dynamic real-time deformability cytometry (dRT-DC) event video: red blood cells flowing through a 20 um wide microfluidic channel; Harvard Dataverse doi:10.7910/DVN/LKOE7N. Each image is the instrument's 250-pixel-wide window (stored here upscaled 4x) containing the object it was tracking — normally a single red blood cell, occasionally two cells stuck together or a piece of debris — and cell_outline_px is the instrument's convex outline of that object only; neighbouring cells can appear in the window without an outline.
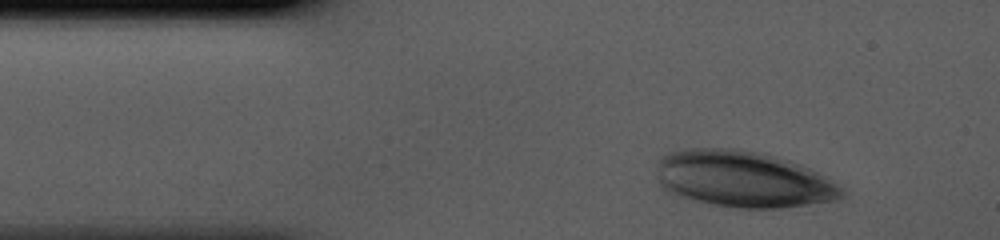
{"species": "human", "species_latin": "Homo sapiens", "temperature_condition": "cold", "stored_images_in_passage": 32, "camera_frame_rate_fps": 3000, "um_per_image_px": 0.085, "donor": {"sex": "male"}, "frame": {"image": 1, "passage_image": 1, "time_ms": 0.0, "image_size_px": [1000, 240], "cell_outline_px": [[844, 196], [836, 200], [780, 208], [736, 208], [712, 204], [672, 196], [664, 192], [656, 176], [656, 164], [660, 156], [668, 152], [688, 148], [732, 148], [756, 152], [776, 156], [800, 164], [824, 176], [844, 188]], "centroid_in_image_um": [63.08, 15.23], "position_along_channel_um": 21.9, "area_um2": 61.44}}
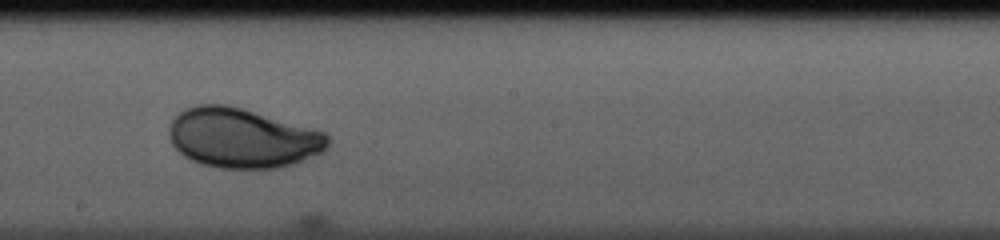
{"frame": {"image": 2, "passage_image": 19, "time_ms": 6.0, "image_size_px": [1000, 240], "cell_outline_px": [[328, 144], [320, 152], [292, 164], [276, 168], [220, 168], [204, 164], [192, 160], [184, 156], [172, 144], [168, 136], [168, 128], [172, 120], [184, 108], [196, 104], [228, 104], [324, 132], [328, 136]], "centroid_in_image_um": [20.53, 11.72], "position_along_channel_um": 227.7, "area_um2": 54.68}}
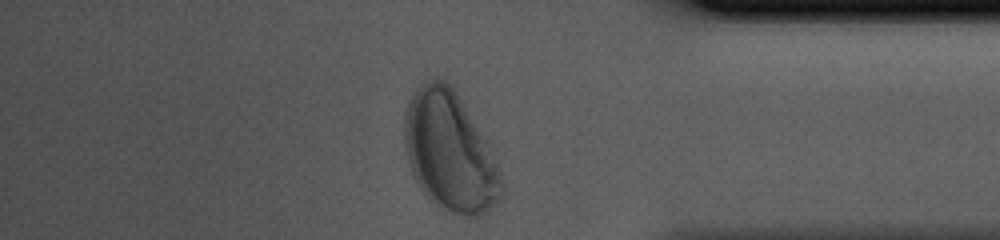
{"frame": {"image": 3, "passage_image": 32, "time_ms": 10.333, "image_size_px": [1000, 240], "cell_outline_px": [[504, 200], [488, 212], [480, 216], [468, 216], [452, 212], [432, 204], [424, 196], [408, 164], [404, 144], [404, 116], [408, 100], [412, 92], [424, 80], [444, 80], [452, 84], [488, 140], [496, 160], [504, 184]], "centroid_in_image_um": [38.27, 12.91], "position_along_channel_um": 396.9, "area_um2": 69.13}}